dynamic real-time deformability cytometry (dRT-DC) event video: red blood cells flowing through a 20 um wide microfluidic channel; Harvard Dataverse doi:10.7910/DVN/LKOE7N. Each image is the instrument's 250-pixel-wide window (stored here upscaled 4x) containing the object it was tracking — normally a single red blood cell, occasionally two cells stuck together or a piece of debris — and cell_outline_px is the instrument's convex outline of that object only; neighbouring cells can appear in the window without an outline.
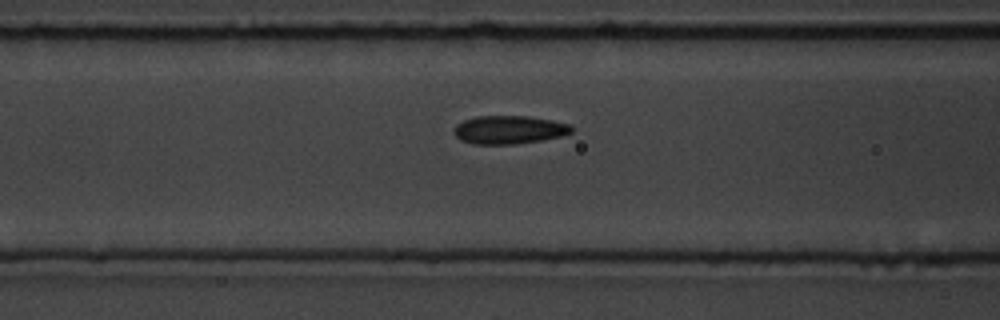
{"species": "common noctule bat (a hibernating species)", "species_latin": "Nyctalus noctula", "temperature_condition": "room temperature", "stored_images_in_passage": 17, "camera_frame_rate_fps": 3000, "um_per_image_px": 0.085, "animal": {"sex": "male", "body_mass_g": 19.5, "forearm_length_mm": 54.6}, "frame": {"image": 1, "passage_image": 15, "time_ms": 4.667, "image_size_px": [1000, 320], "cell_outline_px": [[576, 128], [572, 132], [564, 136], [540, 140], [512, 144], [476, 144], [460, 140], [456, 136], [456, 124], [464, 120], [476, 116], [528, 116], [552, 120], [568, 124]], "centroid_in_image_um": [43.32, 11.02], "position_along_channel_um": 123.3, "area_um2": 19.31}}